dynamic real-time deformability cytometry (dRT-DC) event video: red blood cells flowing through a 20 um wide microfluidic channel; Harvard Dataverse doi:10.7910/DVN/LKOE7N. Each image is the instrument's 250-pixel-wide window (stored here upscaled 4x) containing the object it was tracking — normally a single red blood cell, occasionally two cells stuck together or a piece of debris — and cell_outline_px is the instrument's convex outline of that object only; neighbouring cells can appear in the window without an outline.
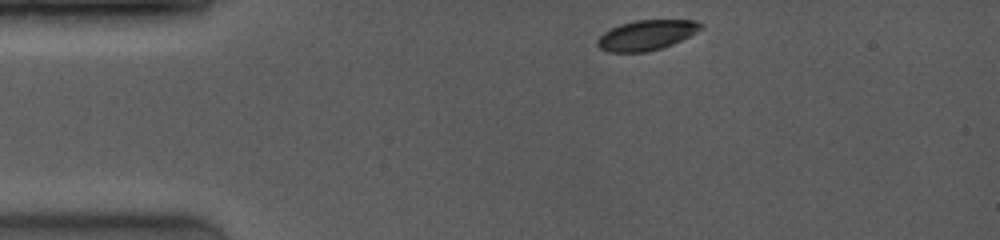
{"species": "common noctule bat (a hibernating species)", "species_latin": "Nyctalus noctula", "temperature_condition": "room temperature", "stored_images_in_passage": 6, "camera_frame_rate_fps": 4000, "um_per_image_px": 0.085, "animal": {"sex": "female", "body_mass_g": 19.0, "forearm_length_mm": 53.3}, "frame": {"image": 1, "passage_image": 1, "time_ms": 0.0, "image_size_px": [1000, 240], "cell_outline_px": [[704, 28], [672, 44], [648, 52], [608, 52], [600, 48], [596, 44], [596, 40], [604, 32], [620, 24], [636, 20], [696, 20], [704, 24]], "centroid_in_image_um": [54.95, 2.98], "position_along_channel_um": 30.0, "area_um2": 18.09}}
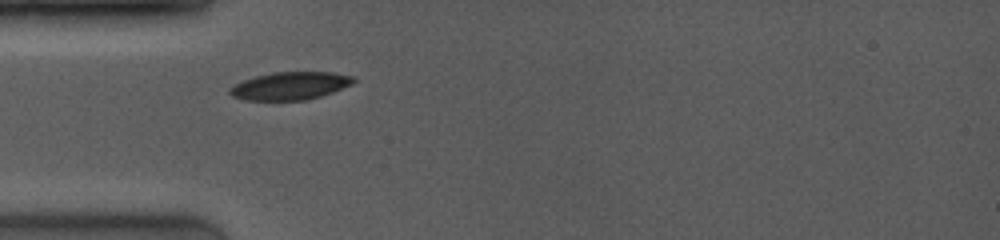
{"frame": {"image": 2, "passage_image": 5, "time_ms": 2.0, "image_size_px": [1000, 240], "cell_outline_px": [[356, 80], [352, 84], [332, 92], [308, 100], [244, 100], [232, 96], [228, 92], [228, 88], [244, 80], [256, 76], [272, 72], [332, 72], [356, 76]], "centroid_in_image_um": [24.68, 7.29], "position_along_channel_um": 60.3, "area_um2": 20.11}}
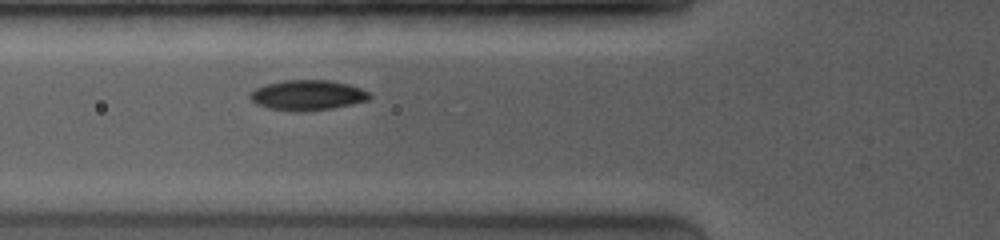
{"frame": {"image": 3, "passage_image": 6, "time_ms": 3.0, "image_size_px": [1000, 240], "cell_outline_px": [[372, 96], [368, 100], [352, 104], [332, 108], [296, 112], [292, 112], [268, 108], [256, 104], [248, 96], [256, 88], [268, 84], [284, 80], [332, 80], [348, 84], [360, 88], [368, 92]], "centroid_in_image_um": [26.14, 8.09], "position_along_channel_um": 99.7, "area_um2": 20.98}}